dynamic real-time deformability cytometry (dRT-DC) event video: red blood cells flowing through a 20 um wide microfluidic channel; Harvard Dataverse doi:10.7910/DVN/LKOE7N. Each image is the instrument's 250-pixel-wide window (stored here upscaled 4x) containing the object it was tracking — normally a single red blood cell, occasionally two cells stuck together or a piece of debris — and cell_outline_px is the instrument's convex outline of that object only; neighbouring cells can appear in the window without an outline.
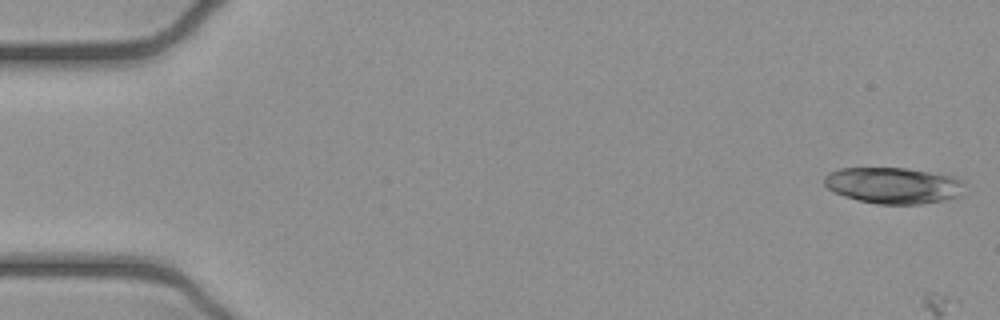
{"species": "common noctule bat (a hibernating species)", "species_latin": "Nyctalus noctula", "temperature_condition": "cold", "stored_images_in_passage": 4, "camera_frame_rate_fps": 3000, "um_per_image_px": 0.085, "animal": {"sex": "female", "body_mass_g": 21.9}, "frame": {"image": 1, "passage_image": 1, "time_ms": 0.0, "image_size_px": [1000, 320], "cell_outline_px": [[964, 196], [944, 200], [920, 204], [876, 204], [844, 196], [828, 188], [824, 184], [824, 176], [828, 172], [840, 168], [908, 168], [956, 176], [964, 180]], "centroid_in_image_um": [76.01, 15.75], "position_along_channel_um": 9.0, "area_um2": 30.06}}